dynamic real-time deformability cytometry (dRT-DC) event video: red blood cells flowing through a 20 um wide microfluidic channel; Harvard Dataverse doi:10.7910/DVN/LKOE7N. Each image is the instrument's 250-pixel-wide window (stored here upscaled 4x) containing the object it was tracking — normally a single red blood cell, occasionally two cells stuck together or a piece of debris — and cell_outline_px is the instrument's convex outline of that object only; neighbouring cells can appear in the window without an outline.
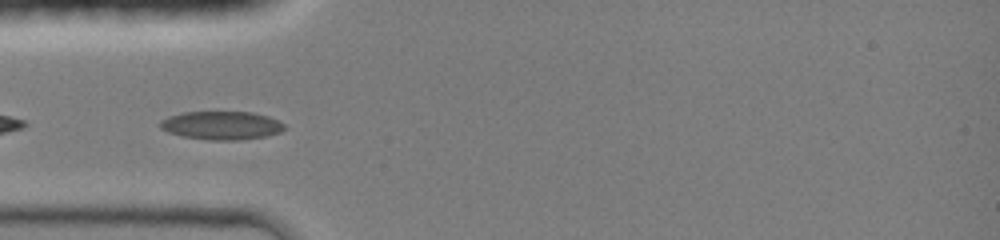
{"species": "common noctule bat (a hibernating species)", "species_latin": "Nyctalus noctula", "temperature_condition": "room temperature", "stored_images_in_passage": 15, "camera_frame_rate_fps": 3000, "um_per_image_px": 0.085, "animal": {"sex": "female", "body_mass_g": 19.0, "forearm_length_mm": 51.5}, "frame": {"image": 1, "passage_image": 3, "time_ms": 0.667, "image_size_px": [1000, 240], "cell_outline_px": [[284, 128], [280, 132], [264, 136], [236, 140], [208, 140], [184, 136], [168, 132], [160, 128], [156, 124], [160, 120], [168, 116], [180, 112], [252, 112], [268, 116], [284, 124]], "centroid_in_image_um": [18.75, 10.65], "position_along_channel_um": 66.2, "area_um2": 20.52}}
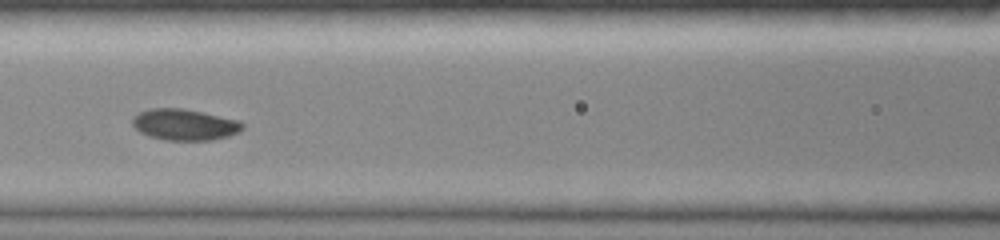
{"frame": {"image": 2, "passage_image": 9, "time_ms": 2.667, "image_size_px": [1000, 240], "cell_outline_px": [[244, 128], [240, 132], [228, 136], [212, 140], [164, 140], [148, 136], [140, 132], [132, 124], [132, 116], [148, 108], [184, 108], [240, 120], [244, 124]], "centroid_in_image_um": [15.7, 10.59], "position_along_channel_um": 150.9, "area_um2": 20.29}}